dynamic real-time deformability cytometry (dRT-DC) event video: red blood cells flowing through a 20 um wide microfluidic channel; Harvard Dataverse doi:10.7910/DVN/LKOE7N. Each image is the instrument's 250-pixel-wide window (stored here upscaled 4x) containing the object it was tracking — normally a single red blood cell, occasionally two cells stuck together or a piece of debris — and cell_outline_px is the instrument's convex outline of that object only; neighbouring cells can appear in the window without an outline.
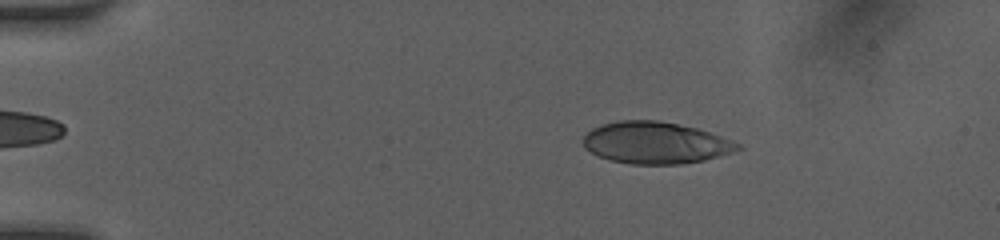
{"species": "human", "species_latin": "Homo sapiens", "temperature_condition": "room temperature", "stored_images_in_passage": 48, "camera_frame_rate_fps": 3000, "um_per_image_px": 0.085, "donor": {"sex": "female"}, "frame": {"image": 1, "passage_image": 7, "time_ms": 2.0, "image_size_px": [1000, 240], "cell_outline_px": [[744, 148], [732, 152], [704, 160], [680, 164], [632, 164], [608, 160], [596, 156], [584, 148], [584, 136], [592, 128], [600, 124], [620, 120], [660, 120], [696, 128], [732, 140], [740, 144]], "centroid_in_image_um": [55.69, 12.14], "position_along_channel_um": 29.3, "area_um2": 37.74}}
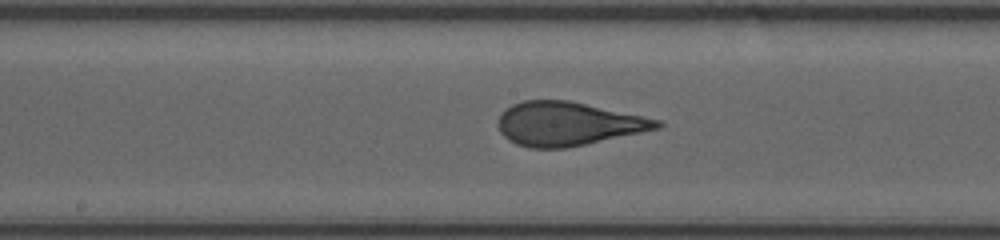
{"frame": {"image": 2, "passage_image": 25, "time_ms": 8.0, "image_size_px": [1000, 240], "cell_outline_px": [[664, 124], [660, 128], [584, 144], [564, 148], [528, 148], [516, 144], [508, 140], [500, 132], [500, 112], [504, 108], [512, 104], [524, 100], [568, 100], [660, 120]], "centroid_in_image_um": [48.23, 10.52], "position_along_channel_um": 200.0, "area_um2": 40.06}}
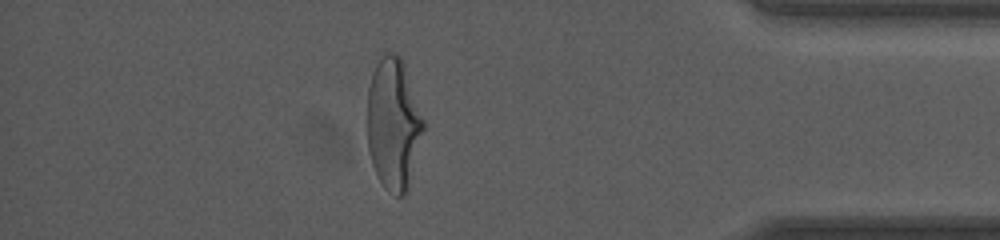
{"frame": {"image": 3, "passage_image": 42, "time_ms": 13.667, "image_size_px": [1000, 240], "cell_outline_px": [[424, 128], [408, 188], [404, 196], [396, 196], [384, 188], [372, 164], [368, 152], [368, 88], [376, 64], [388, 52], [392, 52], [400, 56], [404, 64], [424, 120]], "centroid_in_image_um": [33.44, 10.56], "position_along_channel_um": 401.8, "area_um2": 42.54}, "authors_computed_cell_mechanics": {"area_um2": 39.882, "velocity_mm_per_s": 4.1112, "shape_relaxation_time_tau1_ms": 3.0946, "shape_relaxation_time_tau2_ms": 0.5566, "deformation_change_tau1": 0.178, "deformation_change_tau2": 0.0793}}